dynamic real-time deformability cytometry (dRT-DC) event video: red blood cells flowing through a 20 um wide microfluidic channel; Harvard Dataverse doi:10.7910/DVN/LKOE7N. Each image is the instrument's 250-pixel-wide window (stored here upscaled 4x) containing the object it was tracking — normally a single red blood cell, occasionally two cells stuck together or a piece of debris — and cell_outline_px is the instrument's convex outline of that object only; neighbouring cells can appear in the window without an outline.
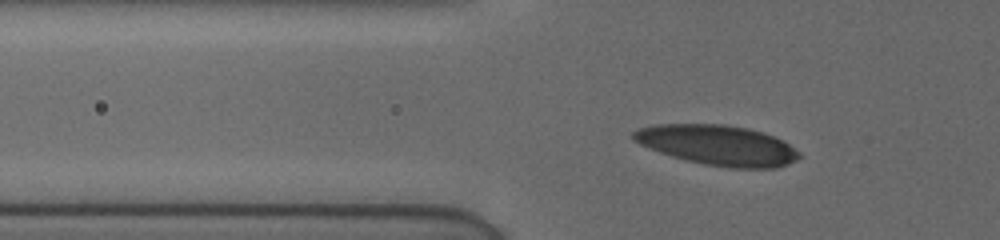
{"species": "human", "species_latin": "Homo sapiens", "temperature_condition": "cold", "stored_images_in_passage": 41, "camera_frame_rate_fps": 3000, "um_per_image_px": 0.085, "donor": {"sex": "female"}, "frame": {"image": 1, "passage_image": 12, "time_ms": 4.0, "image_size_px": [1000, 240], "cell_outline_px": [[800, 156], [796, 160], [788, 164], [776, 168], [732, 168], [704, 164], [672, 156], [648, 148], [632, 140], [632, 132], [640, 128], [656, 124], [724, 124], [748, 128], [772, 136], [788, 144], [800, 152]], "centroid_in_image_um": [60.98, 12.34], "position_along_channel_um": 64.8, "area_um2": 38.55}}
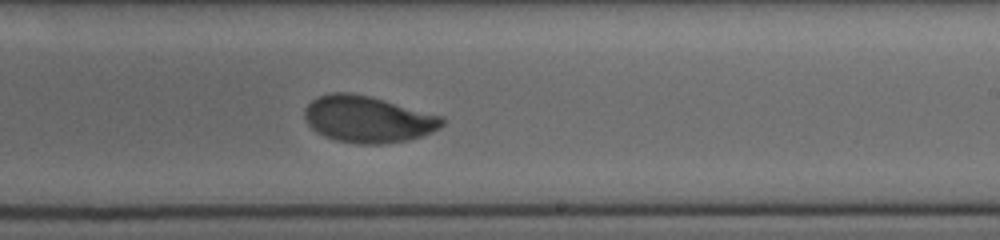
{"frame": {"image": 2, "passage_image": 24, "time_ms": 9.333, "image_size_px": [1000, 240], "cell_outline_px": [[444, 124], [440, 128], [432, 132], [408, 140], [384, 144], [356, 144], [336, 140], [324, 136], [316, 132], [308, 124], [304, 116], [304, 108], [312, 100], [328, 92], [352, 92], [372, 96], [444, 116]], "centroid_in_image_um": [31.28, 10.12], "position_along_channel_um": 257.7, "area_um2": 37.8}}
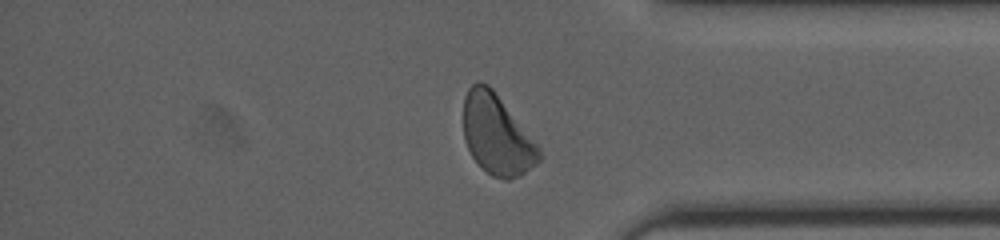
{"frame": {"image": 3, "passage_image": 33, "time_ms": 13.0, "image_size_px": [1000, 240], "cell_outline_px": [[540, 160], [536, 164], [520, 176], [508, 180], [504, 180], [492, 176], [472, 156], [464, 140], [464, 96], [468, 88], [472, 84], [480, 80], [488, 84], [492, 88], [540, 144]], "centroid_in_image_um": [42.26, 11.43], "position_along_channel_um": 392.9, "area_um2": 35.6}}